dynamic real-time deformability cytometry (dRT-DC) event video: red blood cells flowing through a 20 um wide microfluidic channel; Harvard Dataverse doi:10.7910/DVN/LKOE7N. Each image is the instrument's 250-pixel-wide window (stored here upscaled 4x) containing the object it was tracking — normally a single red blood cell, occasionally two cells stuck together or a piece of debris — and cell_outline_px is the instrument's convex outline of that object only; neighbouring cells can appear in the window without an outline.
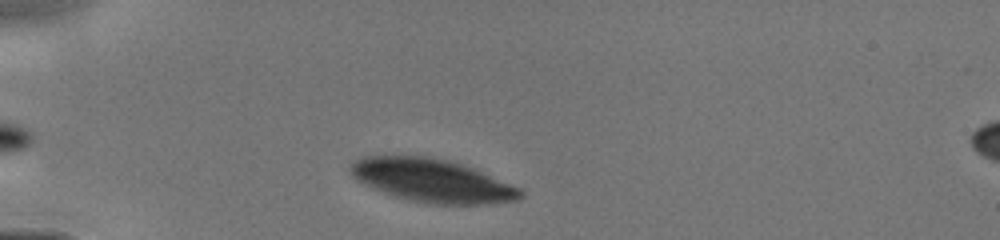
{"species": "human", "species_latin": "Homo sapiens", "temperature_condition": "cold", "stored_images_in_passage": 5, "camera_frame_rate_fps": 3000, "um_per_image_px": 0.085, "donor": {"sex": "male"}, "frame": {"image": 1, "passage_image": 2, "time_ms": 0.333, "image_size_px": [1000, 240], "cell_outline_px": [[524, 196], [520, 200], [488, 204], [432, 204], [408, 200], [372, 188], [356, 180], [348, 172], [348, 168], [356, 160], [364, 156], [428, 156], [448, 160], [472, 168], [520, 188], [524, 192]], "centroid_in_image_um": [36.72, 15.36], "position_along_channel_um": 48.3, "area_um2": 42.66}}
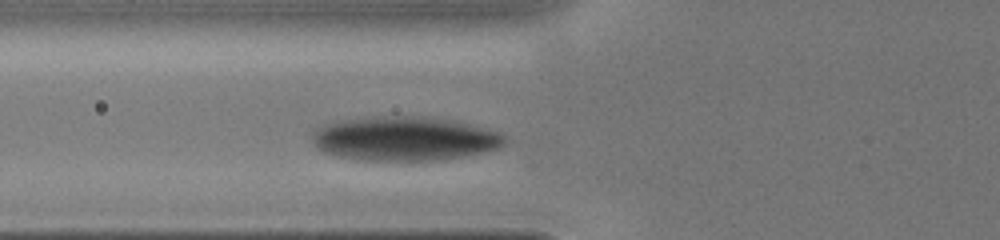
{"frame": {"image": 2, "passage_image": 5, "time_ms": 2.0, "image_size_px": [1000, 240], "cell_outline_px": [[508, 140], [500, 148], [464, 156], [444, 160], [360, 160], [340, 156], [324, 152], [312, 140], [312, 136], [324, 124], [372, 116], [424, 116], [452, 120], [500, 132], [508, 136]], "centroid_in_image_um": [34.47, 11.78], "position_along_channel_um": 91.3, "area_um2": 49.3}}